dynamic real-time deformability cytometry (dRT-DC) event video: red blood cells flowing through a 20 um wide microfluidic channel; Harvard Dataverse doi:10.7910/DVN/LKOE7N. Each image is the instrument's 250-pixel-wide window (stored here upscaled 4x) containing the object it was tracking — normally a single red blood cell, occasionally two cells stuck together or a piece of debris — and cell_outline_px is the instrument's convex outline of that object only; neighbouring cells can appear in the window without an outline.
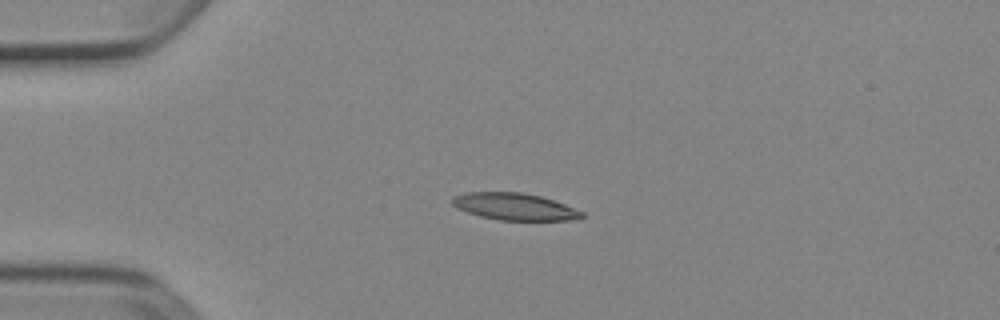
{"species": "Egyptian fruit bat (a non-hibernating species)", "species_latin": "Rousettus aegyptiacus", "temperature_condition": "cold", "stored_images_in_passage": 40, "camera_frame_rate_fps": 3000, "um_per_image_px": 0.085, "animal": {"sex": "female"}, "frame": {"image": 1, "passage_image": 1, "time_ms": 0.0, "image_size_px": [1000, 320], "cell_outline_px": [[584, 216], [568, 220], [500, 220], [480, 216], [456, 208], [452, 204], [452, 196], [468, 192], [524, 192], [540, 196], [564, 204], [584, 212]], "centroid_in_image_um": [43.7, 17.55], "position_along_channel_um": 41.3, "area_um2": 20.23}}
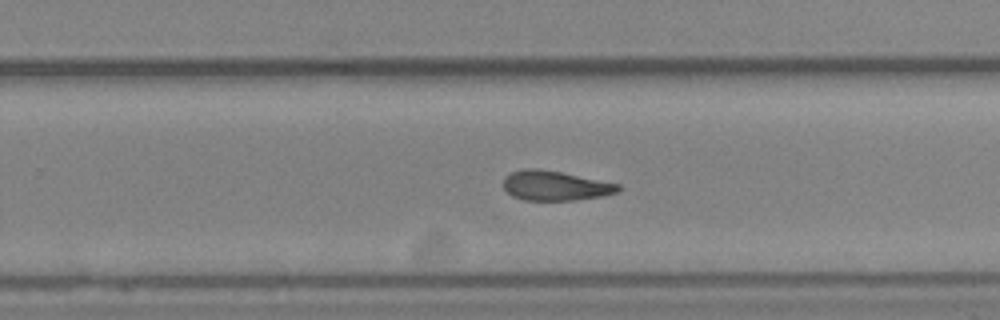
{"frame": {"image": 2, "passage_image": 22, "time_ms": 7.0, "image_size_px": [1000, 320], "cell_outline_px": [[620, 192], [604, 196], [576, 200], [524, 200], [512, 196], [504, 188], [504, 176], [512, 172], [524, 168], [536, 168], [560, 172], [620, 184]], "centroid_in_image_um": [47.2, 15.79], "position_along_channel_um": 282.6, "area_um2": 19.88}}
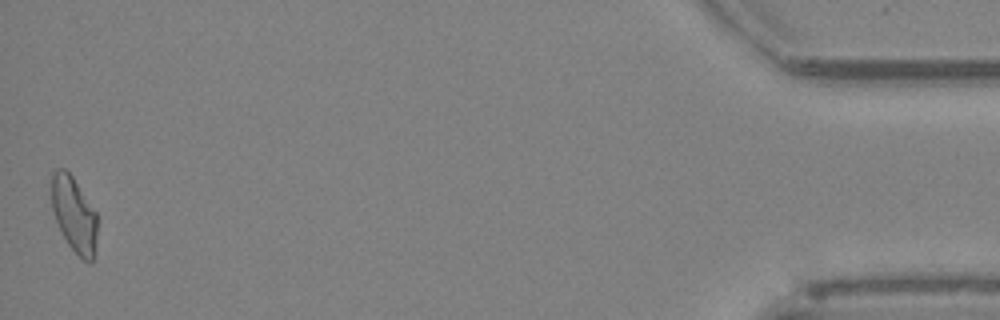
{"frame": {"image": 3, "passage_image": 40, "time_ms": 13.0, "image_size_px": [1000, 320], "cell_outline_px": [[96, 236], [92, 264], [88, 264], [68, 244], [56, 220], [52, 208], [52, 172], [56, 168], [64, 168], [72, 176], [96, 212]], "centroid_in_image_um": [6.29, 18.22], "position_along_channel_um": 428.9, "area_um2": 19.65}, "authors_computed_cell_mechanics": {"area_um2": 20.6057, "velocity_mm_per_s": 3.9001, "shape_relaxation_time_tau1_ms": null, "shape_relaxation_time_tau2_ms": 6.5298, "deformation_change_tau1": null, "deformation_change_tau2": 0.1655}}